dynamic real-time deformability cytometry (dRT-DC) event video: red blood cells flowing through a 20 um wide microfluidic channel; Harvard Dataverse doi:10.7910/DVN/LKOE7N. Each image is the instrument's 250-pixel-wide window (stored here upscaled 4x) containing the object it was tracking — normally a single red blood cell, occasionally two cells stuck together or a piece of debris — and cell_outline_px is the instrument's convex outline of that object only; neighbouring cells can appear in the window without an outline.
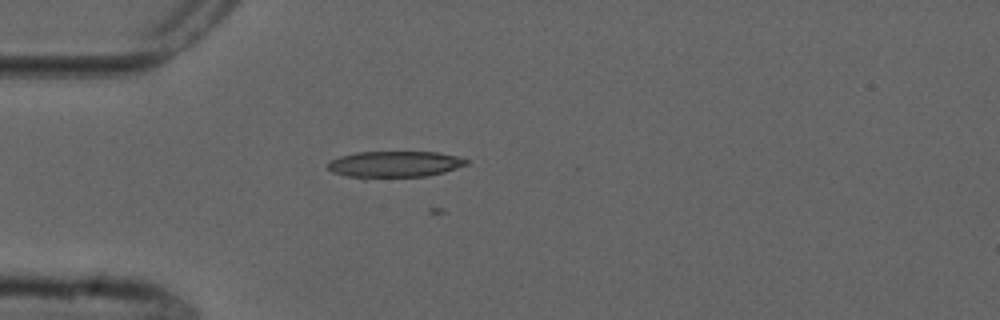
{"species": "common noctule bat (a hibernating species)", "species_latin": "Nyctalus noctula", "temperature_condition": "cold", "stored_images_in_passage": 8, "camera_frame_rate_fps": 3000, "um_per_image_px": 0.085, "animal": {"sex": "male", "forearm_length_mm": 52.5}, "frame": {"image": 1, "passage_image": 5, "time_ms": 5.0, "image_size_px": [1000, 320], "cell_outline_px": [[468, 164], [444, 172], [428, 176], [364, 180], [332, 172], [328, 168], [328, 164], [332, 160], [340, 156], [356, 152], [436, 152], [460, 156], [468, 160]], "centroid_in_image_um": [33.53, 13.99], "position_along_channel_um": 51.5, "area_um2": 21.85}}